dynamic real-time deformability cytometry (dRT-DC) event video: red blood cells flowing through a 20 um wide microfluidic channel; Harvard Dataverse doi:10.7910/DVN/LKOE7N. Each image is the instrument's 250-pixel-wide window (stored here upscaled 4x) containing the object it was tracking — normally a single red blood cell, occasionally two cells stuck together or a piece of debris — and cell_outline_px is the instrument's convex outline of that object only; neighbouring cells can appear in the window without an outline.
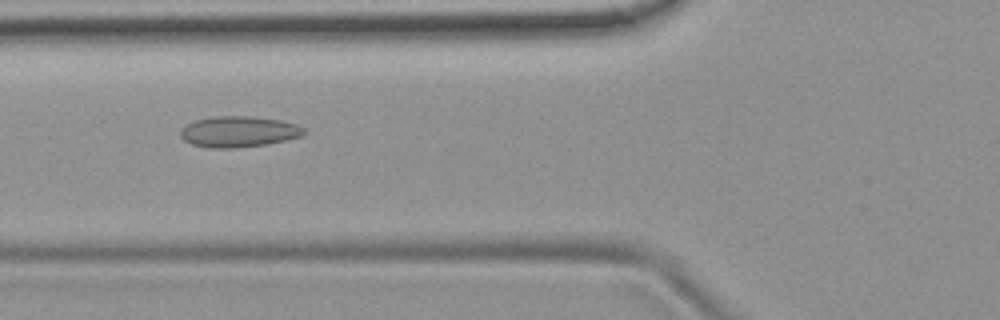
{"species": "common noctule bat (a hibernating species)", "species_latin": "Nyctalus noctula", "temperature_condition": "room temperature", "stored_images_in_passage": 52, "camera_frame_rate_fps": 3000, "um_per_image_px": 0.085, "animal": {"sex": "female", "body_mass_g": 19.9}, "frame": {"image": 1, "passage_image": 20, "time_ms": 6.333, "image_size_px": [1000, 320], "cell_outline_px": [[304, 132], [300, 136], [284, 140], [264, 144], [236, 148], [208, 148], [192, 144], [184, 140], [180, 136], [180, 128], [184, 124], [192, 120], [212, 116], [248, 116], [280, 120], [296, 124], [304, 128]], "centroid_in_image_um": [20.19, 11.18], "position_along_channel_um": 105.6, "area_um2": 22.31}}
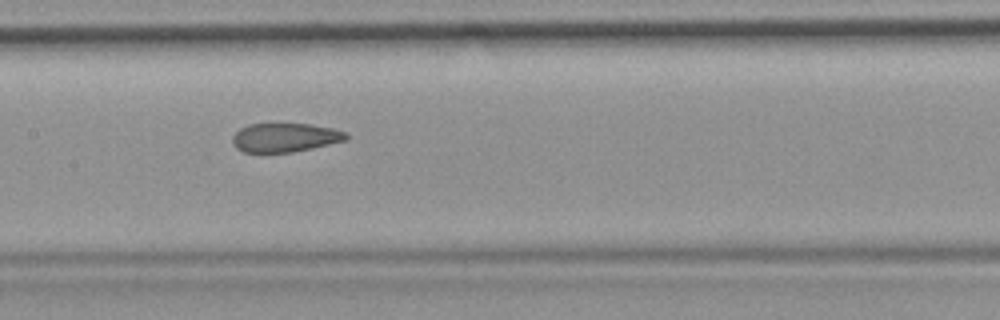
{"frame": {"image": 2, "passage_image": 26, "time_ms": 8.333, "image_size_px": [1000, 320], "cell_outline_px": [[348, 140], [312, 148], [292, 152], [244, 152], [236, 148], [232, 144], [232, 136], [240, 128], [248, 124], [308, 124], [332, 128], [348, 132]], "centroid_in_image_um": [24.23, 11.69], "position_along_channel_um": 183.2, "area_um2": 19.19}}
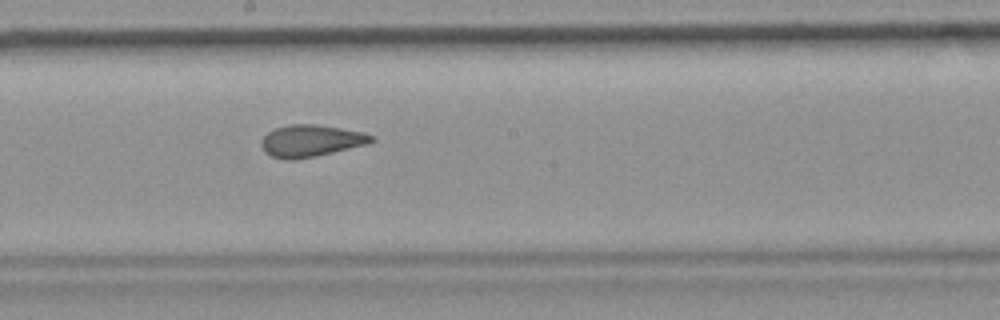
{"frame": {"image": 3, "passage_image": 29, "time_ms": 9.333, "image_size_px": [1000, 320], "cell_outline_px": [[376, 140], [368, 144], [316, 156], [292, 160], [284, 160], [272, 156], [264, 152], [260, 144], [260, 140], [268, 132], [276, 128], [292, 124], [316, 124], [364, 132], [376, 136]], "centroid_in_image_um": [26.44, 11.97], "position_along_channel_um": 221.8, "area_um2": 20.63}}